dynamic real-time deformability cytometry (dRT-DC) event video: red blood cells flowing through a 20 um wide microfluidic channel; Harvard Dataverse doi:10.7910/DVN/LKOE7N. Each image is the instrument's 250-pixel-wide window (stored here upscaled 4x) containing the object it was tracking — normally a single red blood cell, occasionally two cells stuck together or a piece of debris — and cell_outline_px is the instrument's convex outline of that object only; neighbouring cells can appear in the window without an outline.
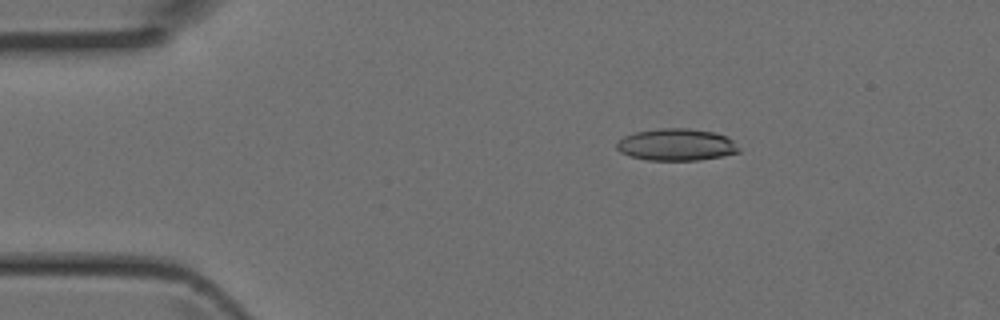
{"species": "Egyptian fruit bat (a non-hibernating species)", "species_latin": "Rousettus aegyptiacus", "temperature_condition": "room temperature", "stored_images_in_passage": 44, "camera_frame_rate_fps": 3000, "um_per_image_px": 0.085, "animal": {"sex": "female"}, "frame": {"image": 1, "passage_image": 7, "time_ms": 2.0, "image_size_px": [1000, 320], "cell_outline_px": [[740, 152], [720, 156], [696, 160], [648, 160], [632, 156], [620, 152], [616, 148], [616, 140], [624, 136], [636, 132], [660, 128], [688, 128], [712, 132], [724, 136], [732, 140], [740, 148]], "centroid_in_image_um": [57.46, 12.29], "position_along_channel_um": 27.5, "area_um2": 22.6}}
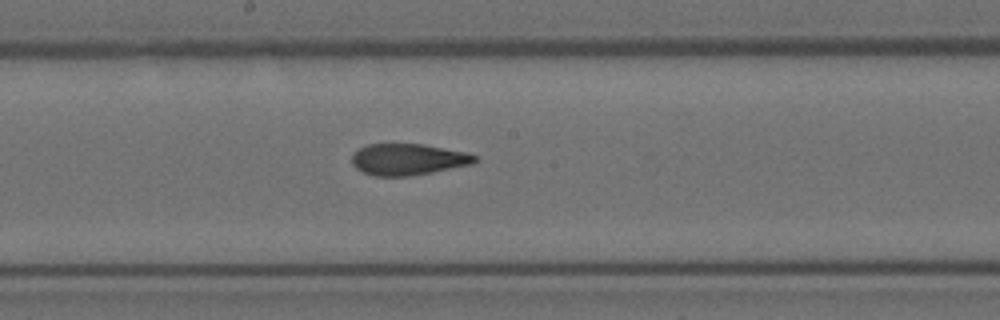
{"frame": {"image": 2, "passage_image": 23, "time_ms": 7.333, "image_size_px": [1000, 320], "cell_outline_px": [[476, 160], [472, 164], [432, 172], [408, 176], [372, 176], [356, 168], [352, 164], [352, 156], [360, 148], [368, 144], [424, 144], [464, 152], [476, 156]], "centroid_in_image_um": [34.66, 13.55], "position_along_channel_um": 213.5, "area_um2": 22.25}}
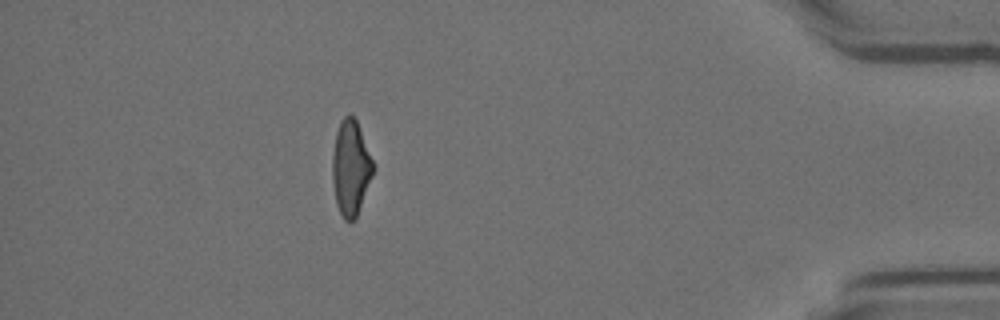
{"frame": {"image": 3, "passage_image": 39, "time_ms": 12.667, "image_size_px": [1000, 320], "cell_outline_px": [[372, 176], [356, 216], [352, 220], [344, 220], [336, 204], [332, 180], [332, 156], [336, 132], [344, 116], [348, 112], [356, 120], [372, 160]], "centroid_in_image_um": [29.77, 14.26], "position_along_channel_um": 405.4, "area_um2": 21.96}}